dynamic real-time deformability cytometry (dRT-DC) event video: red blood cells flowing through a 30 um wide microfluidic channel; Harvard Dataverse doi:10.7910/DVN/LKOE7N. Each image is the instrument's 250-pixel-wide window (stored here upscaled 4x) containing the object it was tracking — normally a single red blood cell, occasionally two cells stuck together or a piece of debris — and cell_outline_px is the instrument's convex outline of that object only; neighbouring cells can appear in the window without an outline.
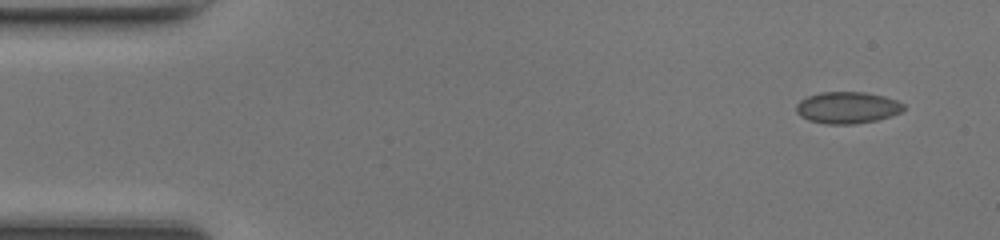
{"species": "common noctule bat (a hibernating species)", "species_latin": "Nyctalus noctula", "temperature_condition": "room temperature", "stored_images_in_passage": 46, "camera_frame_rate_fps": 3000, "um_per_image_px": 0.085, "animal": {"sex": "female", "body_mass_g": 17.0, "forearm_length_mm": 48.0}, "frame": {"image": 1, "passage_image": 1, "time_ms": 0.0, "image_size_px": [1000, 240], "cell_outline_px": [[904, 108], [900, 112], [892, 116], [876, 120], [852, 124], [828, 124], [808, 120], [800, 116], [796, 112], [796, 104], [800, 100], [808, 96], [820, 92], [864, 92], [884, 96], [896, 100], [904, 104]], "centroid_in_image_um": [72.0, 9.14], "position_along_channel_um": 13.0, "area_um2": 19.83}}
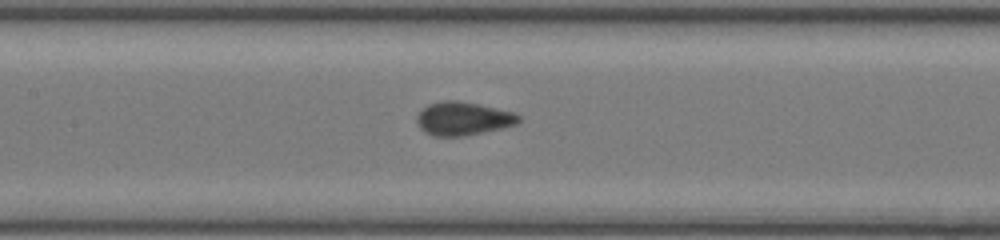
{"frame": {"image": 2, "passage_image": 20, "time_ms": 6.333, "image_size_px": [1000, 240], "cell_outline_px": [[520, 120], [516, 124], [484, 132], [464, 136], [432, 136], [424, 132], [420, 128], [416, 120], [416, 116], [428, 104], [444, 100], [456, 100], [480, 104], [512, 112], [520, 116]], "centroid_in_image_um": [39.33, 10.08], "position_along_channel_um": 168.1, "area_um2": 19.77}}
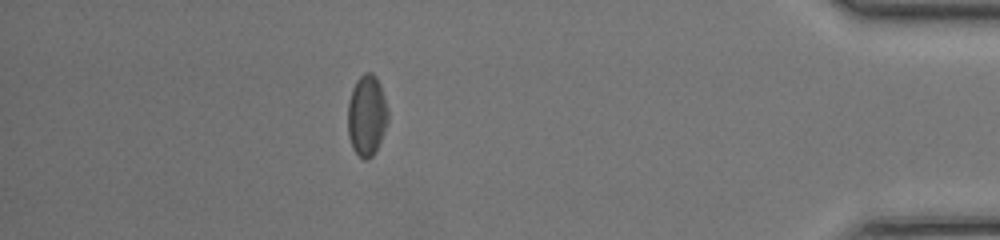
{"frame": {"image": 3, "passage_image": 40, "time_ms": 13.0, "image_size_px": [1000, 240], "cell_outline_px": [[388, 120], [380, 140], [372, 156], [368, 160], [364, 160], [352, 148], [348, 136], [348, 100], [352, 88], [356, 80], [364, 72], [372, 72], [376, 76], [380, 84], [388, 108]], "centroid_in_image_um": [31.16, 9.78], "position_along_channel_um": 404.0, "area_um2": 19.02}, "authors_computed_cell_mechanics": {"area_um2": 19.363, "velocity_mm_per_s": 4.3118, "shape_relaxation_time_tau1_ms": 6.3459, "shape_relaxation_time_tau2_ms": 0.8564, "deformation_change_tau1": 0.0981, "deformation_change_tau2": 0.0454}}